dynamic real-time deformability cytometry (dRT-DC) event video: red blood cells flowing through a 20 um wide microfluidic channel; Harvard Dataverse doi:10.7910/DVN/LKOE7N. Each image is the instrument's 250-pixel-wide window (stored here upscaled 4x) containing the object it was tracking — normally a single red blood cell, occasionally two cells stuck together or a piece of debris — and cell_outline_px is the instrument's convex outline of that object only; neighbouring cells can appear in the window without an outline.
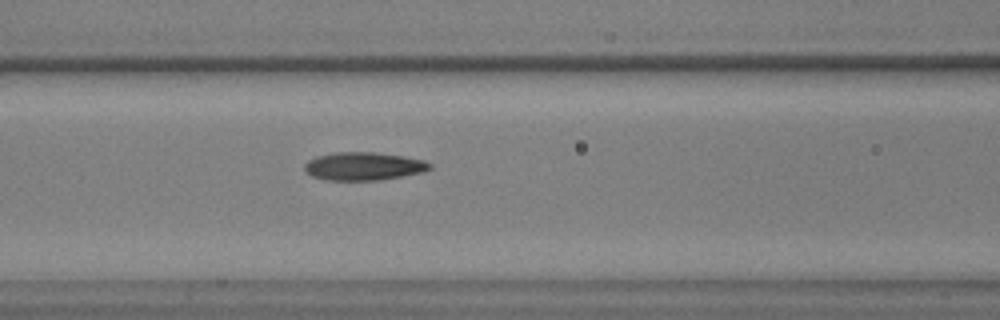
{"species": "common noctule bat (a hibernating species)", "species_latin": "Nyctalus noctula", "temperature_condition": "warm", "stored_images_in_passage": 43, "camera_frame_rate_fps": 3000, "um_per_image_px": 0.085, "animal": {"sex": "male", "body_mass_g": 17.9, "forearm_length_mm": 54.2}, "frame": {"image": 1, "passage_image": 16, "time_ms": 5.0, "image_size_px": [1000, 320], "cell_outline_px": [[432, 168], [424, 172], [404, 176], [376, 180], [324, 180], [312, 176], [304, 168], [304, 164], [308, 160], [316, 156], [336, 152], [376, 152], [404, 156], [424, 160], [432, 164]], "centroid_in_image_um": [30.93, 14.12], "position_along_channel_um": 135.7, "area_um2": 20.63}}
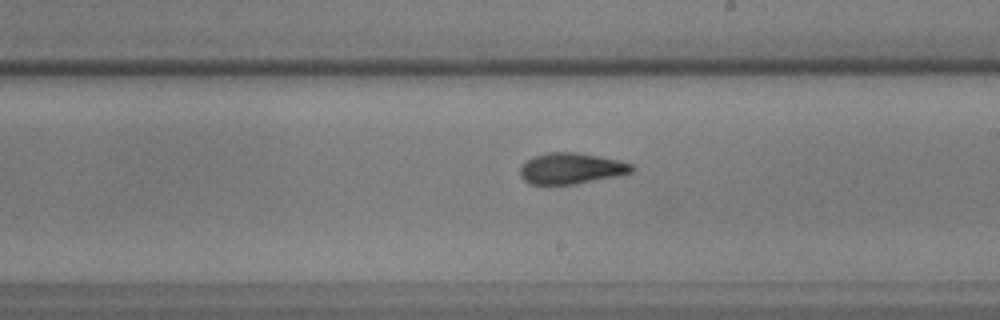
{"frame": {"image": 2, "passage_image": 25, "time_ms": 8.0, "image_size_px": [1000, 320], "cell_outline_px": [[636, 168], [632, 172], [616, 176], [576, 184], [532, 184], [524, 180], [520, 176], [520, 168], [532, 156], [548, 152], [576, 152], [620, 160], [632, 164]], "centroid_in_image_um": [48.57, 14.31], "position_along_channel_um": 240.4, "area_um2": 20.17}}
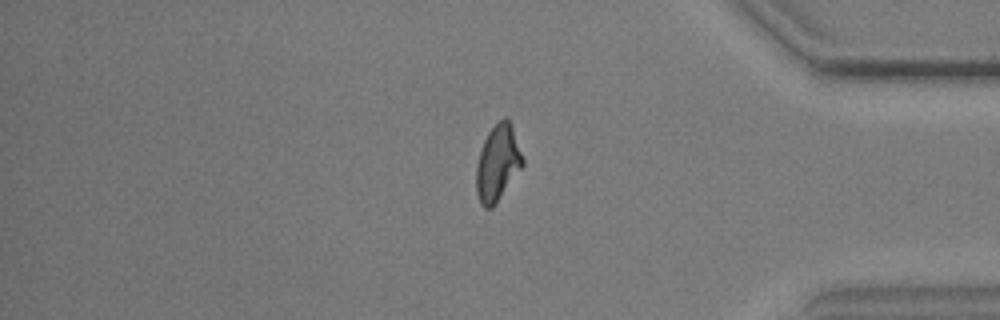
{"frame": {"image": 3, "passage_image": 40, "time_ms": 13.0, "image_size_px": [1000, 320], "cell_outline_px": [[524, 164], [492, 208], [484, 208], [480, 204], [476, 192], [476, 164], [484, 140], [488, 132], [504, 116], [508, 120], [512, 128], [524, 160]], "centroid_in_image_um": [42.28, 13.89], "position_along_channel_um": 392.9, "area_um2": 20.17}}